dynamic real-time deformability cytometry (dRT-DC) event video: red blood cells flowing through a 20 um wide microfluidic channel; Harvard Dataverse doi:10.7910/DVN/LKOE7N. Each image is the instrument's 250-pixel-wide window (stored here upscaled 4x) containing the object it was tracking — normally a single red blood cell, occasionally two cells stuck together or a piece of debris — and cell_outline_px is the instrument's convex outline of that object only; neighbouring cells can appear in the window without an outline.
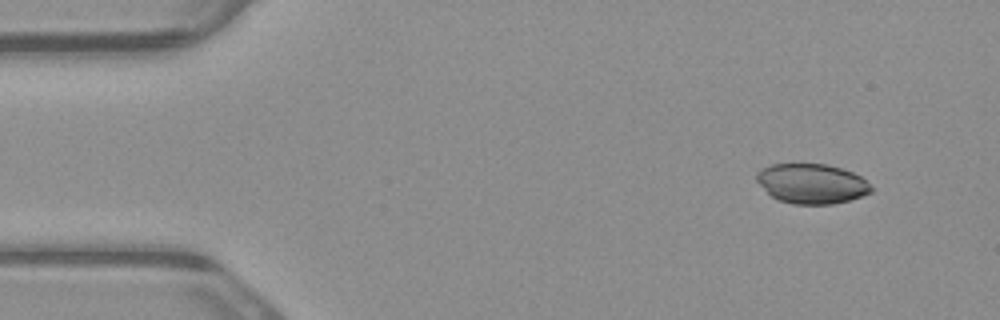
{"species": "common noctule bat (a hibernating species)", "species_latin": "Nyctalus noctula", "temperature_condition": "warm", "stored_images_in_passage": 3, "camera_frame_rate_fps": 3000, "um_per_image_px": 0.085, "animal": {"sex": "male", "body_mass_g": 23.1, "forearm_length_mm": 52.7}, "frame": {"image": 1, "passage_image": 1, "time_ms": 0.0, "image_size_px": [1000, 320], "cell_outline_px": [[872, 192], [848, 200], [832, 204], [792, 204], [780, 200], [772, 196], [756, 180], [756, 172], [772, 164], [828, 164], [852, 172], [860, 176], [872, 188]], "centroid_in_image_um": [68.99, 15.61], "position_along_channel_um": 16.0, "area_um2": 26.24}}
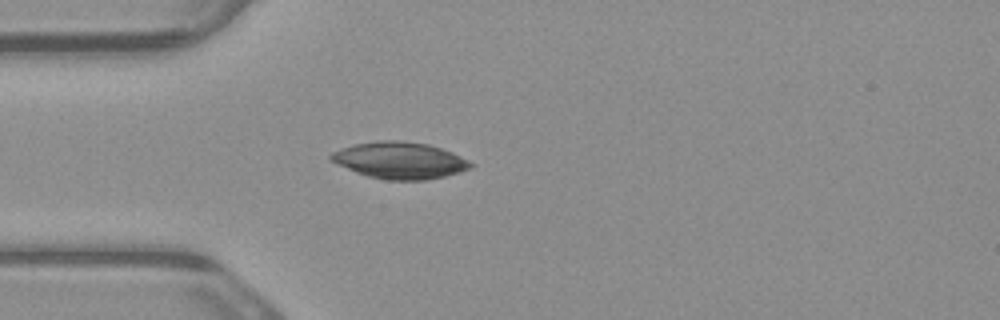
{"frame": {"image": 2, "passage_image": 3, "time_ms": 0.667, "image_size_px": [1000, 320], "cell_outline_px": [[476, 164], [472, 168], [460, 172], [444, 176], [424, 180], [384, 180], [368, 176], [356, 172], [336, 164], [328, 160], [328, 156], [332, 152], [352, 144], [376, 140], [396, 140], [428, 144], [452, 152]], "centroid_in_image_um": [33.96, 13.63], "position_along_channel_um": 51.0, "area_um2": 30.11}}